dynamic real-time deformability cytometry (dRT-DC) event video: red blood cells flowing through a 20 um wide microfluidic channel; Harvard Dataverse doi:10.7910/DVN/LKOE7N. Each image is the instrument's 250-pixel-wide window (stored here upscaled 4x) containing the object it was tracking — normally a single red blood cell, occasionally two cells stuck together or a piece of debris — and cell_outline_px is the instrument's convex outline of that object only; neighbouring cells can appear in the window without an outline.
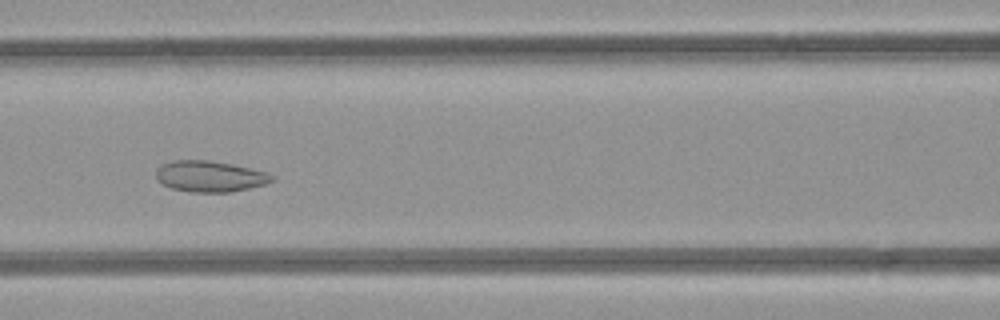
{"species": "common noctule bat (a hibernating species)", "species_latin": "Nyctalus noctula", "temperature_condition": "room temperature", "stored_images_in_passage": 49, "camera_frame_rate_fps": 3000, "um_per_image_px": 0.085, "animal": {"sex": "female", "body_mass_g": 21.9}, "frame": {"image": 1, "passage_image": 22, "time_ms": 7.0, "image_size_px": [1000, 320], "cell_outline_px": [[276, 176], [272, 180], [264, 184], [248, 188], [228, 192], [192, 192], [172, 188], [156, 180], [156, 168], [160, 164], [172, 160], [208, 160], [232, 164], [264, 172]], "centroid_in_image_um": [17.78, 14.98], "position_along_channel_um": 148.8, "area_um2": 20.81}}
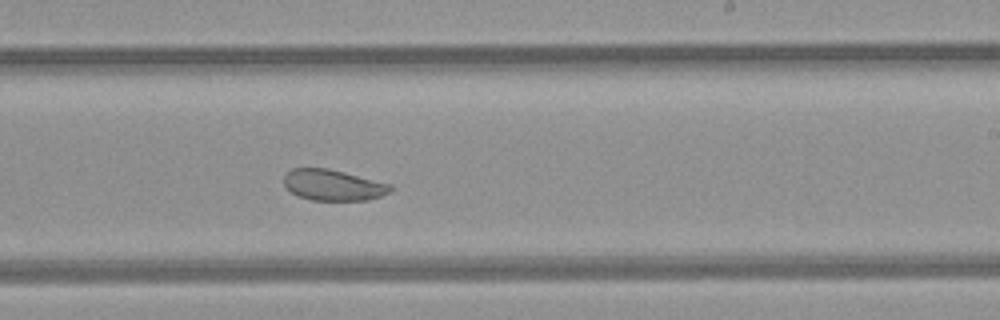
{"frame": {"image": 2, "passage_image": 30, "time_ms": 9.667, "image_size_px": [1000, 320], "cell_outline_px": [[396, 188], [380, 196], [368, 200], [312, 200], [300, 196], [292, 192], [284, 184], [284, 176], [292, 168], [328, 168], [392, 184]], "centroid_in_image_um": [28.35, 15.72], "position_along_channel_um": 260.6, "area_um2": 19.13}}
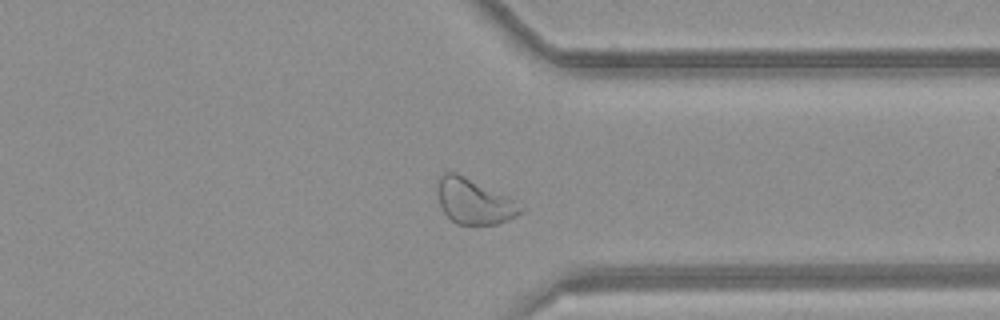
{"frame": {"image": 3, "passage_image": 38, "time_ms": 12.333, "image_size_px": [1000, 320], "cell_outline_px": [[524, 208], [516, 216], [496, 224], [456, 224], [444, 212], [440, 204], [436, 192], [436, 184], [440, 176], [444, 172], [456, 172], [508, 196]], "centroid_in_image_um": [40.25, 17.1], "position_along_channel_um": 371.2, "area_um2": 21.79}, "authors_computed_cell_mechanics": {"area_um2": 26.2412, "velocity_mm_per_s": 4.2067, "shape_relaxation_time_tau1_ms": null, "shape_relaxation_time_tau2_ms": 1.5084, "deformation_change_tau1": null, "deformation_change_tau2": 0.0672}}